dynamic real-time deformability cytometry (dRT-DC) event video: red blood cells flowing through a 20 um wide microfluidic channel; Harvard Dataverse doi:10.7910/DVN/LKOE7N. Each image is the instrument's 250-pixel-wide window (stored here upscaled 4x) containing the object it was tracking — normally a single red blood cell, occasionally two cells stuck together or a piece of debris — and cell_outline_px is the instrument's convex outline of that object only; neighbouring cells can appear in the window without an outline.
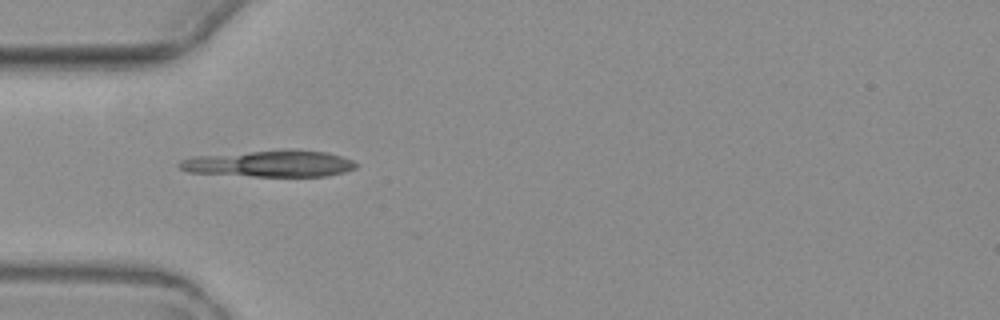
{"species": "common noctule bat (a hibernating species)", "species_latin": "Nyctalus noctula", "temperature_condition": "warm", "stored_images_in_passage": 3, "camera_frame_rate_fps": 3000, "um_per_image_px": 0.085, "animal": {"sex": "female", "body_mass_g": 19.3, "forearm_length_mm": 54.1}, "frame": {"image": 1, "passage_image": 1, "time_ms": 0.0, "image_size_px": [1000, 320], "cell_outline_px": [[360, 164], [356, 168], [344, 172], [328, 176], [252, 176], [188, 172], [180, 168], [176, 164], [180, 160], [192, 156], [284, 148], [288, 148], [328, 152], [352, 160]], "centroid_in_image_um": [22.94, 13.89], "position_along_channel_um": 62.1, "area_um2": 27.92}}